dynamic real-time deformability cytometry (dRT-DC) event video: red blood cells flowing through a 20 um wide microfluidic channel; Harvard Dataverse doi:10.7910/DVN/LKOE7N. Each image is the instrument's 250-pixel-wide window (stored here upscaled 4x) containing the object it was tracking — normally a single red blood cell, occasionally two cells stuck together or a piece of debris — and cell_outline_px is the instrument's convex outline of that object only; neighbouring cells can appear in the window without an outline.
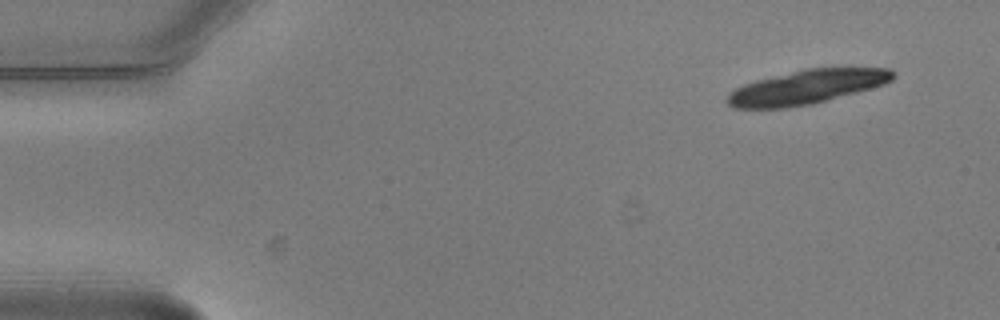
{"species": "common noctule bat (a hibernating species)", "species_latin": "Nyctalus noctula", "temperature_condition": "warm", "stored_images_in_passage": 10, "camera_frame_rate_fps": 3000, "um_per_image_px": 0.085, "animal": {"sex": "male", "body_mass_g": 20.5, "forearm_length_mm": 52.5}, "frame": {"image": 1, "passage_image": 1, "time_ms": 0.0, "image_size_px": [1000, 320], "cell_outline_px": [[896, 76], [892, 80], [884, 84], [856, 92], [812, 104], [784, 108], [732, 108], [724, 100], [728, 92], [744, 84], [756, 80], [804, 68], [888, 68]], "centroid_in_image_um": [68.51, 7.4], "position_along_channel_um": 16.5, "area_um2": 32.83}}
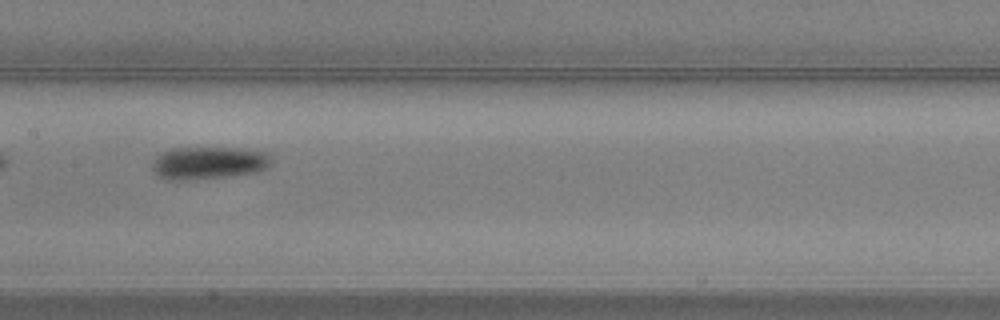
{"frame": {"image": 2, "passage_image": 7, "time_ms": 2.0, "image_size_px": [1000, 320], "cell_outline_px": [[272, 164], [268, 168], [260, 172], [232, 176], [188, 180], [164, 180], [156, 176], [152, 172], [152, 164], [156, 156], [172, 148], [244, 148], [264, 152], [272, 156]], "centroid_in_image_um": [17.75, 13.86], "position_along_channel_um": 189.6, "area_um2": 23.18}}
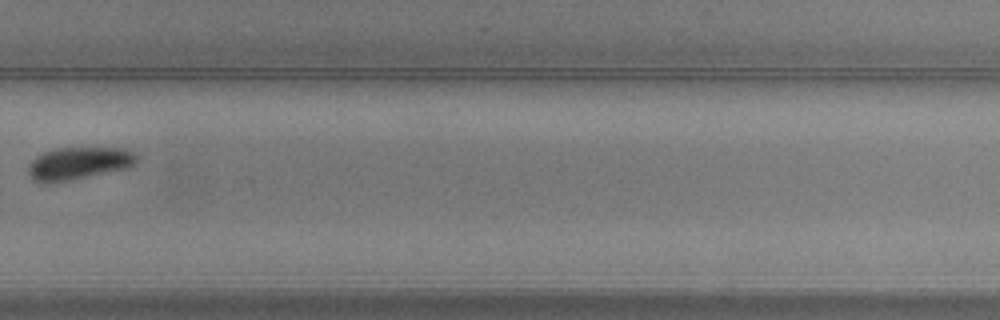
{"frame": {"image": 3, "passage_image": 10, "time_ms": 3.0, "image_size_px": [1000, 320], "cell_outline_px": [[140, 156], [136, 164], [128, 168], [68, 180], [44, 184], [32, 180], [28, 172], [28, 164], [36, 156], [44, 152], [60, 148], [128, 148]], "centroid_in_image_um": [6.72, 13.88], "position_along_channel_um": 323.1, "area_um2": 20.69}}